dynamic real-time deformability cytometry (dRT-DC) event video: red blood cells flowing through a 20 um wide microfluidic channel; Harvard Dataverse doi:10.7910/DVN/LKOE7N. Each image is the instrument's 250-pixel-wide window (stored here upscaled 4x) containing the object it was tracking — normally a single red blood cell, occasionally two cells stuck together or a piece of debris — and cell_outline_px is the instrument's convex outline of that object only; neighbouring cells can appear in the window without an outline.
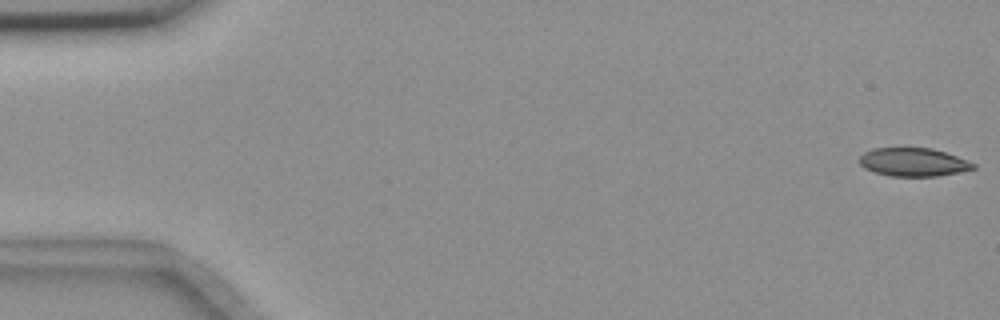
{"species": "common noctule bat (a hibernating species)", "species_latin": "Nyctalus noctula", "temperature_condition": "room temperature", "stored_images_in_passage": 56, "camera_frame_rate_fps": 3000, "um_per_image_px": 0.085, "animal": {"sex": "female", "body_mass_g": 18.4}, "frame": {"image": 1, "passage_image": 1, "time_ms": 0.0, "image_size_px": [1000, 320], "cell_outline_px": [[976, 168], [960, 172], [936, 176], [888, 176], [864, 168], [860, 164], [860, 156], [864, 152], [872, 148], [932, 148], [956, 156], [976, 164]], "centroid_in_image_um": [77.62, 13.78], "position_along_channel_um": 7.4, "area_um2": 18.73}}
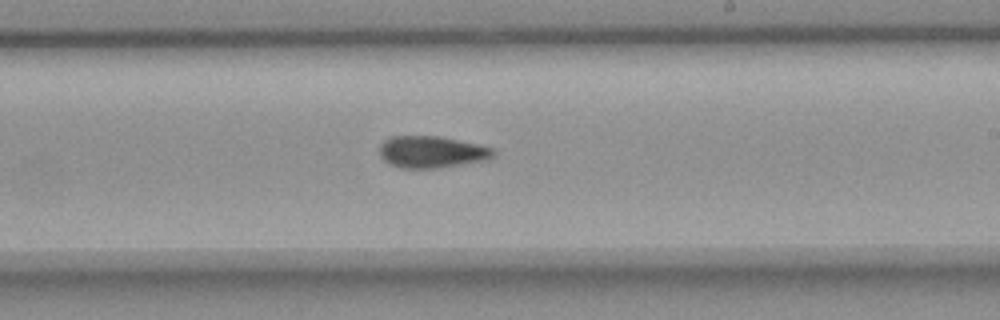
{"frame": {"image": 2, "passage_image": 33, "time_ms": 10.667, "image_size_px": [1000, 320], "cell_outline_px": [[496, 156], [488, 160], [432, 168], [400, 168], [388, 164], [380, 156], [380, 144], [384, 140], [392, 136], [440, 136], [480, 144], [496, 148]], "centroid_in_image_um": [36.73, 12.9], "position_along_channel_um": 252.3, "area_um2": 21.39}}
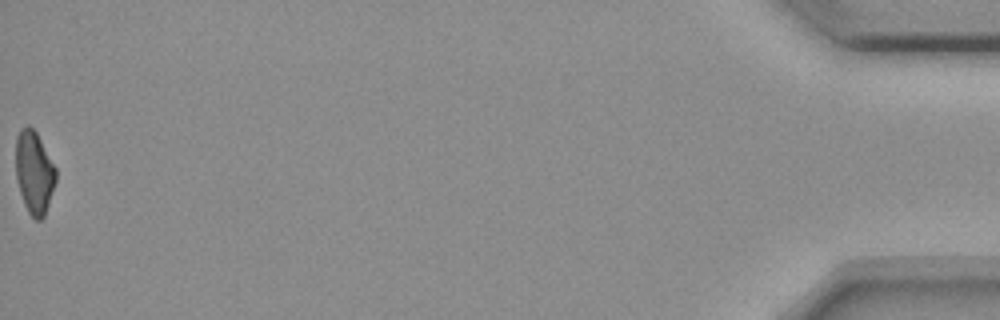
{"frame": {"image": 3, "passage_image": 56, "time_ms": 18.333, "image_size_px": [1000, 320], "cell_outline_px": [[56, 180], [44, 216], [40, 220], [36, 220], [28, 212], [24, 204], [16, 180], [16, 136], [20, 128], [28, 124], [36, 132], [56, 168]], "centroid_in_image_um": [2.89, 14.63], "position_along_channel_um": 432.3, "area_um2": 19.25}, "authors_computed_cell_mechanics": {"area_um2": 20.808, "velocity_mm_per_s": 3.6631, "shape_relaxation_time_tau1_ms": 6.2438, "shape_relaxation_time_tau2_ms": 8.272, "deformation_change_tau1": 0.1519, "deformation_change_tau2": 0.1482}}